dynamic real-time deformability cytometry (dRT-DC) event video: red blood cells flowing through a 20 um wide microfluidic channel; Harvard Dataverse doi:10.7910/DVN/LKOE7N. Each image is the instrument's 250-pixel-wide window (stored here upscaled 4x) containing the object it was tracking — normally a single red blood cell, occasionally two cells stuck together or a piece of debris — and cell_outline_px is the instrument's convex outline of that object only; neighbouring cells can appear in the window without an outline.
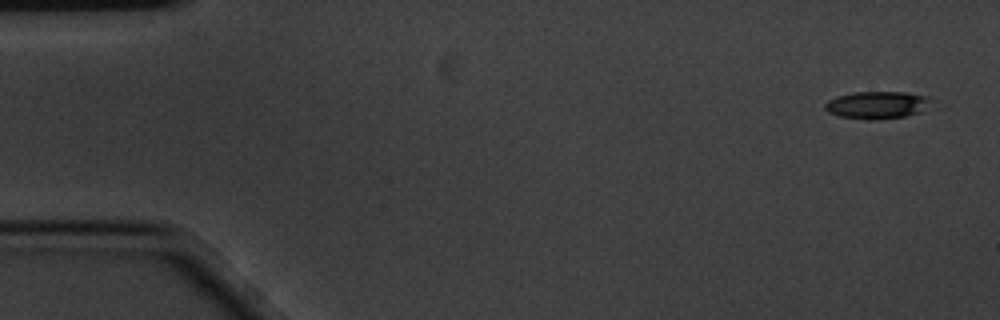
{"species": "common noctule bat (a hibernating species)", "species_latin": "Nyctalus noctula", "temperature_condition": "cold", "stored_images_in_passage": 5, "camera_frame_rate_fps": 3000, "um_per_image_px": 0.085, "animal": {"sex": "male", "body_mass_g": 20.1, "forearm_length_mm": 53.5}, "frame": {"image": 1, "passage_image": 5, "time_ms": 1.333, "image_size_px": [1000, 320], "cell_outline_px": [[936, 100], [920, 112], [904, 116], [840, 116], [828, 112], [824, 108], [824, 104], [828, 100], [836, 96], [852, 92], [908, 92], [928, 96]], "centroid_in_image_um": [74.61, 8.84], "position_along_channel_um": 10.4, "area_um2": 16.18}}